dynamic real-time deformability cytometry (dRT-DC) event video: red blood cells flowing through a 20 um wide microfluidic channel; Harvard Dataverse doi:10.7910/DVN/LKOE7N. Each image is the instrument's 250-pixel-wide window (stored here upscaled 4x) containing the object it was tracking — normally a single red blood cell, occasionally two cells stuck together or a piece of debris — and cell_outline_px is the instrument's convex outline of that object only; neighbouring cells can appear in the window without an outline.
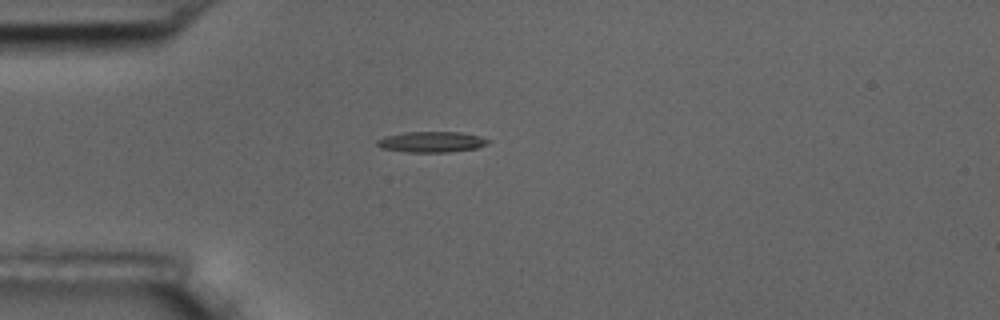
{"species": "common noctule bat (a hibernating species)", "species_latin": "Nyctalus noctula", "temperature_condition": "room temperature", "stored_images_in_passage": 12, "camera_frame_rate_fps": 3000, "um_per_image_px": 0.085, "animal": {"sex": "male", "body_mass_g": 17.5, "forearm_length_mm": 52.3}, "frame": {"image": 1, "passage_image": 1, "time_ms": 0.0, "image_size_px": [1000, 320], "cell_outline_px": [[492, 140], [488, 144], [476, 148], [448, 152], [408, 152], [380, 148], [376, 144], [376, 140], [384, 136], [404, 132], [460, 132], [480, 136]], "centroid_in_image_um": [36.67, 12.06], "position_along_channel_um": 48.3, "area_um2": 13.53}}
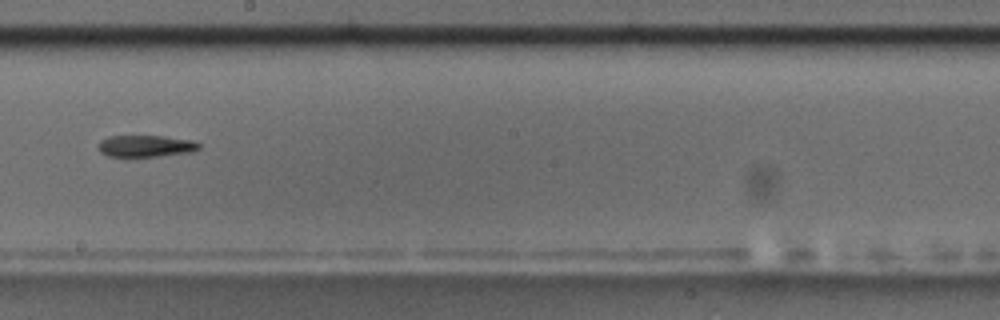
{"frame": {"image": 2, "passage_image": 6, "time_ms": 5.667, "image_size_px": [1000, 320], "cell_outline_px": [[200, 148], [192, 152], [156, 156], [108, 156], [100, 152], [100, 140], [108, 136], [164, 136], [192, 140], [200, 144]], "centroid_in_image_um": [12.41, 12.4], "position_along_channel_um": 235.8, "area_um2": 12.6}}
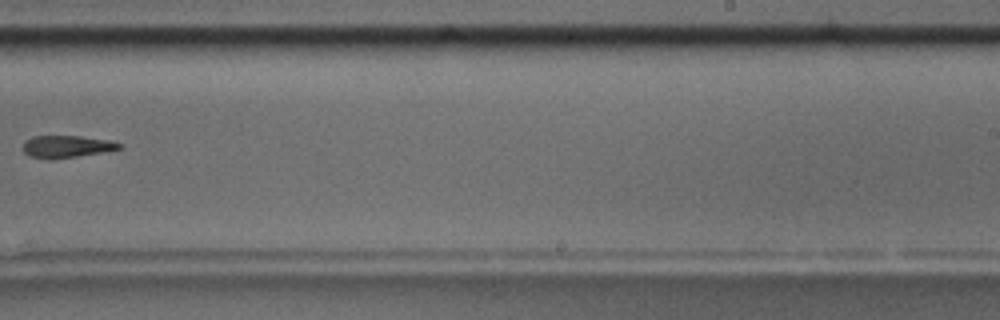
{"frame": {"image": 3, "passage_image": 7, "time_ms": 7.0, "image_size_px": [1000, 320], "cell_outline_px": [[124, 148], [52, 160], [48, 160], [28, 156], [24, 152], [24, 140], [32, 136], [80, 136], [112, 140], [124, 144]], "centroid_in_image_um": [5.67, 12.45], "position_along_channel_um": 283.3, "area_um2": 12.66}}